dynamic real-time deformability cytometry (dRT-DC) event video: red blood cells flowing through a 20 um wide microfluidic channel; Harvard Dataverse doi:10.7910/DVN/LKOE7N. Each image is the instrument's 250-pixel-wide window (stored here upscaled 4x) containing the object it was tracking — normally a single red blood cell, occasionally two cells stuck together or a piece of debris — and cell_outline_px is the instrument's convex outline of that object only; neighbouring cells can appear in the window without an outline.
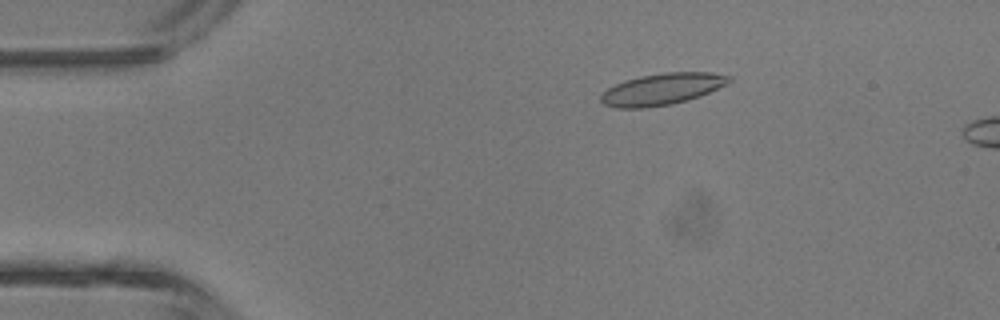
{"species": "common noctule bat (a hibernating species)", "species_latin": "Nyctalus noctula", "temperature_condition": "room temperature", "stored_images_in_passage": 4, "camera_frame_rate_fps": 3000, "um_per_image_px": 0.085, "animal": {"sex": "male", "body_mass_g": 13.3}, "frame": {"image": 1, "passage_image": 3, "time_ms": 2.333, "image_size_px": [1000, 320], "cell_outline_px": [[732, 80], [728, 84], [700, 96], [688, 100], [672, 104], [644, 108], [616, 108], [604, 104], [600, 100], [600, 96], [608, 88], [624, 80], [640, 76], [664, 72], [712, 72], [732, 76]], "centroid_in_image_um": [56.31, 7.57], "position_along_channel_um": 28.7, "area_um2": 23.76}}